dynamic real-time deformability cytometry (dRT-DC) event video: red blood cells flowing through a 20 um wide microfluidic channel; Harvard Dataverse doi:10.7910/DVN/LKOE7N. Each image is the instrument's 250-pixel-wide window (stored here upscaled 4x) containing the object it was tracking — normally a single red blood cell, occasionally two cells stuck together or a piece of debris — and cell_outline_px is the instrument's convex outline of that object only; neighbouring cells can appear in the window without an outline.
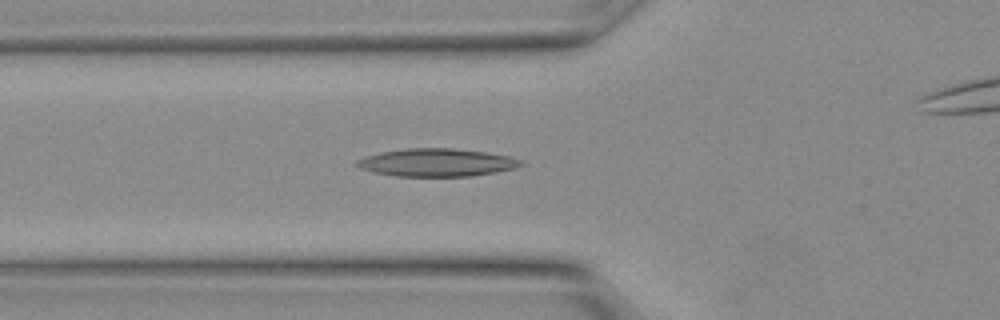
{"species": "Egyptian fruit bat (a non-hibernating species)", "species_latin": "Rousettus aegyptiacus", "temperature_condition": "warm", "stored_images_in_passage": 7, "camera_frame_rate_fps": 3000, "um_per_image_px": 0.085, "animal": {"sex": "female"}, "frame": {"image": 1, "passage_image": 3, "time_ms": 0.667, "image_size_px": [1000, 320], "cell_outline_px": [[524, 164], [512, 168], [472, 176], [396, 176], [372, 172], [360, 168], [352, 164], [356, 160], [364, 156], [380, 152], [408, 148], [452, 148], [488, 152], [508, 156], [520, 160]], "centroid_in_image_um": [37.03, 13.81], "position_along_channel_um": 88.8, "area_um2": 26.59}}
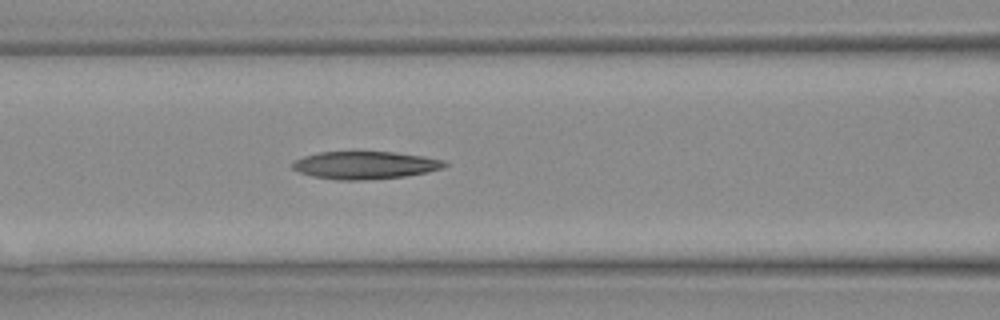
{"frame": {"image": 2, "passage_image": 5, "time_ms": 1.333, "image_size_px": [1000, 320], "cell_outline_px": [[448, 164], [444, 168], [404, 176], [364, 180], [336, 180], [312, 176], [300, 172], [292, 168], [292, 164], [296, 160], [304, 156], [320, 152], [392, 152], [424, 156], [444, 160]], "centroid_in_image_um": [31.03, 14.04], "position_along_channel_um": 135.6, "area_um2": 24.33}}
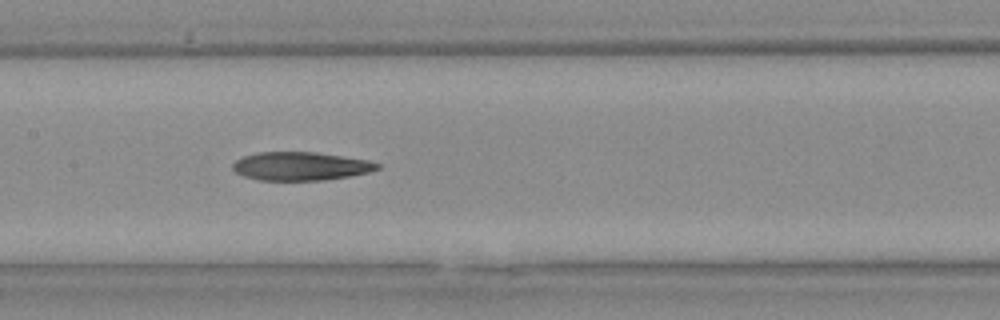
{"frame": {"image": 3, "passage_image": 7, "time_ms": 2.0, "image_size_px": [1000, 320], "cell_outline_px": [[380, 168], [368, 172], [348, 176], [324, 180], [260, 180], [244, 176], [236, 172], [232, 168], [232, 164], [236, 160], [244, 156], [260, 152], [316, 152], [368, 160], [380, 164]], "centroid_in_image_um": [25.55, 14.12], "position_along_channel_um": 181.9, "area_um2": 23.76}}